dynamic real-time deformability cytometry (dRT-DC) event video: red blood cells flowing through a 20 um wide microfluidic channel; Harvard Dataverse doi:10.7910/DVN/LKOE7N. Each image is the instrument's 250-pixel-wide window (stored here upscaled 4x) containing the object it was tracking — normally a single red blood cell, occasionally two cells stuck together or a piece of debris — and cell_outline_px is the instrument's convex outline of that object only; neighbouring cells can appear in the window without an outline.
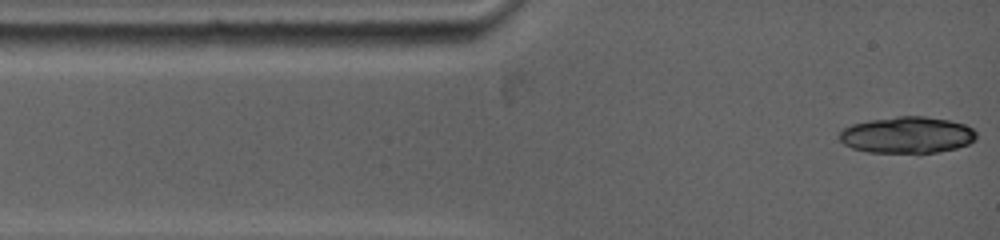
{"species": "common noctule bat (a hibernating species)", "species_latin": "Nyctalus noctula", "temperature_condition": "warm", "stored_images_in_passage": 4, "camera_frame_rate_fps": 5000, "um_per_image_px": 0.085, "animal": {"sex": "female", "body_mass_g": 19.0, "forearm_length_mm": 53.3}, "frame": {"image": 1, "passage_image": 1, "time_ms": 0.0, "image_size_px": [1000, 240], "cell_outline_px": [[976, 140], [968, 144], [956, 148], [936, 152], [868, 152], [852, 148], [844, 144], [840, 140], [840, 132], [844, 128], [852, 124], [872, 120], [896, 116], [924, 116], [952, 120], [964, 124], [972, 128], [976, 132]], "centroid_in_image_um": [77.13, 11.46], "position_along_channel_um": 7.9, "area_um2": 29.02}}